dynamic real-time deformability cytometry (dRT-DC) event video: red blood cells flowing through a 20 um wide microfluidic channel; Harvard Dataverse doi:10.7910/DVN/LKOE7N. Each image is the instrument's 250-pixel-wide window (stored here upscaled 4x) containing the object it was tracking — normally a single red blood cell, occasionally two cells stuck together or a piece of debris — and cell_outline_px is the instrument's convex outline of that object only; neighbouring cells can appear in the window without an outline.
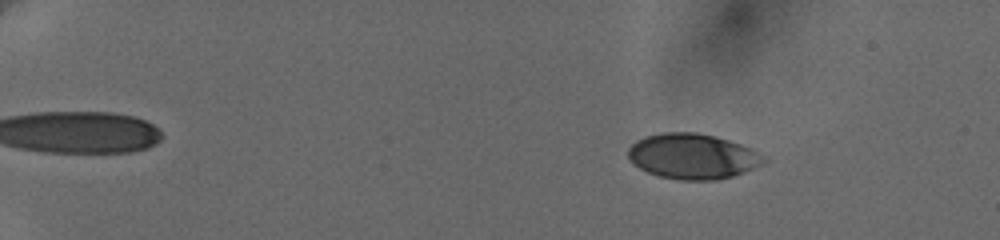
{"species": "human", "species_latin": "Homo sapiens", "temperature_condition": "cold", "stored_images_in_passage": 59, "camera_frame_rate_fps": 3000, "um_per_image_px": 0.085, "donor": {"sex": "female"}, "frame": {"image": 1, "passage_image": 10, "time_ms": 3.0, "image_size_px": [1000, 240], "cell_outline_px": [[768, 160], [744, 172], [732, 176], [716, 180], [680, 180], [660, 176], [648, 172], [640, 168], [628, 156], [628, 148], [636, 140], [644, 136], [660, 132], [696, 132], [716, 136], [740, 144], [764, 156]], "centroid_in_image_um": [58.85, 13.27], "position_along_channel_um": 26.2, "area_um2": 35.6}}
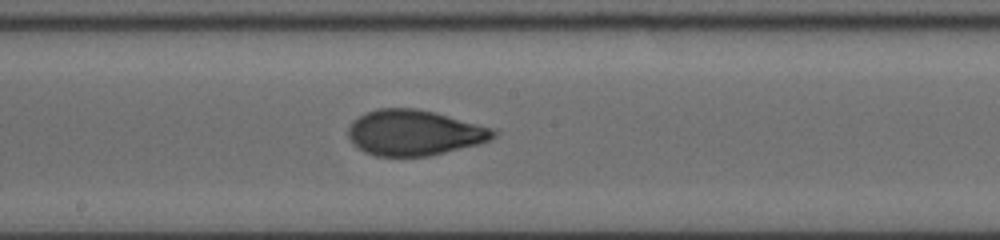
{"frame": {"image": 2, "passage_image": 36, "time_ms": 11.667, "image_size_px": [1000, 240], "cell_outline_px": [[500, 132], [492, 140], [480, 144], [428, 156], [376, 156], [364, 152], [352, 144], [348, 136], [348, 128], [352, 120], [364, 112], [376, 108], [416, 108], [436, 112], [496, 128]], "centroid_in_image_um": [35.25, 11.27], "position_along_channel_um": 213.0, "area_um2": 39.3}}
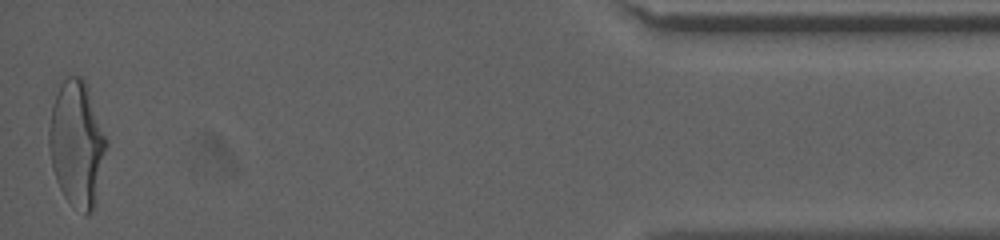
{"frame": {"image": 3, "passage_image": 59, "time_ms": 19.333, "image_size_px": [1000, 240], "cell_outline_px": [[108, 144], [92, 212], [88, 216], [72, 208], [64, 196], [56, 180], [52, 168], [48, 144], [48, 128], [52, 104], [60, 84], [68, 76], [80, 76], [88, 84], [108, 140]], "centroid_in_image_um": [6.53, 12.2], "position_along_channel_um": 428.7, "area_um2": 42.54}, "authors_computed_cell_mechanics": {"area_um2": 38.0902, "velocity_mm_per_s": 3.6487, "shape_relaxation_time_tau1_ms": 4.6382, "shape_relaxation_time_tau2_ms": 1.0138, "deformation_change_tau1": 0.1736, "deformation_change_tau2": 0.0647}}